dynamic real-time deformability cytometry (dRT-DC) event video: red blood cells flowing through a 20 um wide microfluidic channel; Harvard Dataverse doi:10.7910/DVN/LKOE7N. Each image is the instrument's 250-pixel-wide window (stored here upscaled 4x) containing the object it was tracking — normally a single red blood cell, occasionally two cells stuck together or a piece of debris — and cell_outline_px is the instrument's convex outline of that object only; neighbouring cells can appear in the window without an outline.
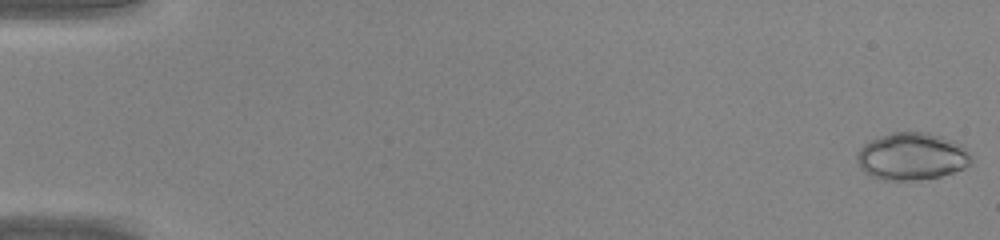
{"species": "common noctule bat (a hibernating species)", "species_latin": "Nyctalus noctula", "temperature_condition": "warm", "stored_images_in_passage": 46, "camera_frame_rate_fps": 3000, "um_per_image_px": 0.085, "animal": {"sex": "male", "body_mass_g": 20.0, "forearm_length_mm": 53.3}, "frame": {"image": 1, "passage_image": 1, "time_ms": 0.0, "image_size_px": [1000, 240], "cell_outline_px": [[972, 164], [964, 168], [940, 176], [912, 180], [884, 180], [872, 176], [864, 172], [860, 168], [856, 160], [856, 152], [864, 144], [880, 136], [892, 132], [928, 132], [952, 140], [960, 144], [972, 156]], "centroid_in_image_um": [77.49, 13.29], "position_along_channel_um": 7.5, "area_um2": 31.5}}
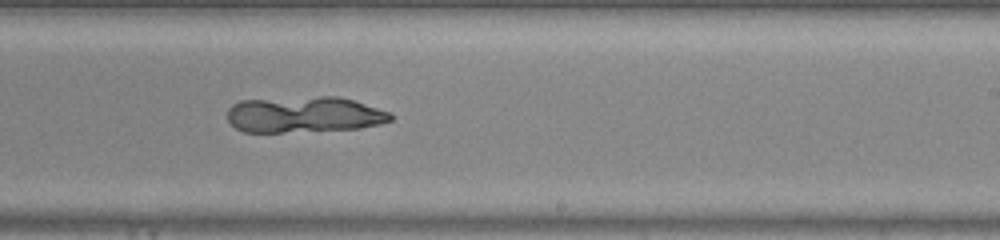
{"frame": {"image": 2, "passage_image": 29, "time_ms": 9.333, "image_size_px": [1000, 240], "cell_outline_px": [[392, 120], [380, 124], [360, 128], [280, 132], [244, 132], [236, 128], [228, 120], [228, 108], [232, 104], [240, 100], [320, 96], [340, 96], [388, 112], [392, 116]], "centroid_in_image_um": [25.81, 9.73], "position_along_channel_um": 263.2, "area_um2": 34.1}}
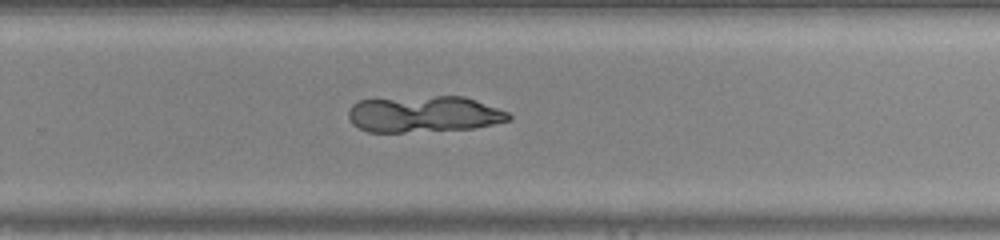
{"frame": {"image": 3, "passage_image": 31, "time_ms": 10.0, "image_size_px": [1000, 240], "cell_outline_px": [[512, 120], [476, 128], [404, 132], [368, 132], [352, 124], [348, 116], [348, 108], [352, 104], [360, 100], [436, 96], [464, 96], [508, 112], [512, 116]], "centroid_in_image_um": [36.03, 9.71], "position_along_channel_um": 293.8, "area_um2": 33.93}}